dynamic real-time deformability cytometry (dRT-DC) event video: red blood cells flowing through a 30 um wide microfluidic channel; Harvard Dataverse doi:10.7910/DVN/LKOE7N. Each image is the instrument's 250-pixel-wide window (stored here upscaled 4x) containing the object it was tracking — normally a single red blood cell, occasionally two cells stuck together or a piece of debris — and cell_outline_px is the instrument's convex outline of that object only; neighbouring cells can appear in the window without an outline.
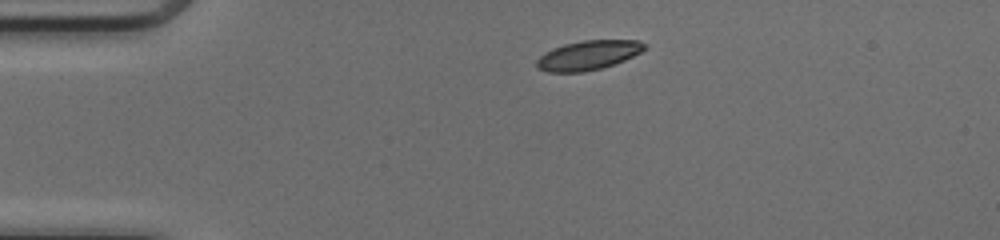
{"species": "common noctule bat (a hibernating species)", "species_latin": "Nyctalus noctula", "temperature_condition": "cold", "stored_images_in_passage": 40, "camera_frame_rate_fps": 3000, "um_per_image_px": 0.085, "animal": {"sex": "female", "body_mass_g": 17.0, "forearm_length_mm": 48.0}, "frame": {"image": 1, "passage_image": 1, "time_ms": 0.0, "image_size_px": [1000, 240], "cell_outline_px": [[648, 48], [624, 60], [600, 68], [584, 72], [548, 72], [536, 68], [536, 60], [544, 52], [552, 48], [564, 44], [584, 40], [640, 40], [648, 44]], "centroid_in_image_um": [49.99, 4.68], "position_along_channel_um": 35.0, "area_um2": 18.55}}
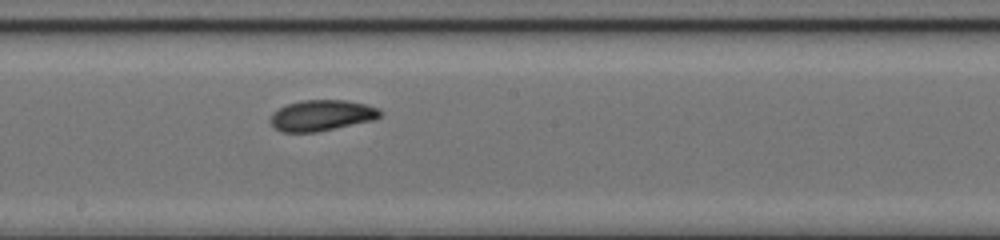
{"frame": {"image": 2, "passage_image": 18, "time_ms": 5.667, "image_size_px": [1000, 240], "cell_outline_px": [[384, 112], [380, 116], [372, 120], [316, 132], [280, 132], [268, 120], [272, 112], [288, 104], [300, 100], [344, 100], [364, 104], [380, 108]], "centroid_in_image_um": [27.32, 9.8], "position_along_channel_um": 220.9, "area_um2": 19.71}}
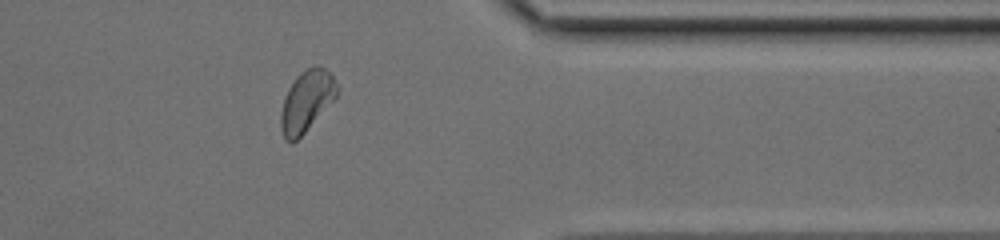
{"frame": {"image": 3, "passage_image": 31, "time_ms": 10.0, "image_size_px": [1000, 240], "cell_outline_px": [[336, 96], [304, 132], [292, 144], [284, 140], [280, 128], [280, 116], [284, 96], [288, 88], [296, 76], [300, 72], [316, 64], [324, 68], [332, 76], [336, 84]], "centroid_in_image_um": [25.99, 8.6], "position_along_channel_um": 385.4, "area_um2": 19.65}, "authors_computed_cell_mechanics": {"area_um2": 19.6809, "velocity_mm_per_s": 4.1124, "shape_relaxation_time_tau1_ms": 3.082, "shape_relaxation_time_tau2_ms": 11.1223, "deformation_change_tau1": 0.0878, "deformation_change_tau2": 0.1803}}